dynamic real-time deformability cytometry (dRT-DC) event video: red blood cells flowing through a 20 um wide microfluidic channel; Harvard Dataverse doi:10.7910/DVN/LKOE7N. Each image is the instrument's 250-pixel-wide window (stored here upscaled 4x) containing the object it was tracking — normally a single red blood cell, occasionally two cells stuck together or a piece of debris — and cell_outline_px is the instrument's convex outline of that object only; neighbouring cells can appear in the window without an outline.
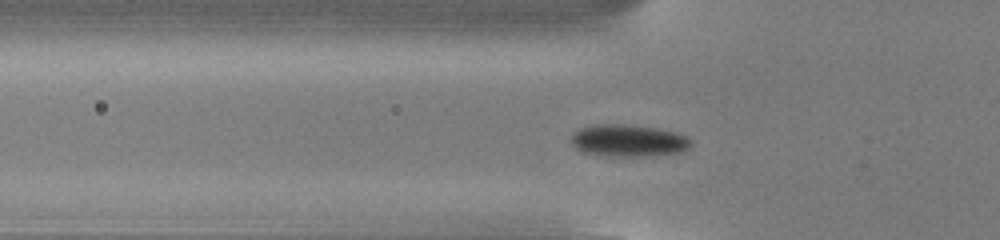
{"species": "common noctule bat (a hibernating species)", "species_latin": "Nyctalus noctula", "temperature_condition": "cold", "stored_images_in_passage": 54, "camera_frame_rate_fps": 3000, "um_per_image_px": 0.085, "animal": {"sex": "male", "body_mass_g": 13.0, "forearm_length_mm": 53.1}, "frame": {"image": 1, "passage_image": 17, "time_ms": 5.333, "image_size_px": [1000, 240], "cell_outline_px": [[692, 140], [688, 148], [684, 152], [644, 156], [596, 156], [580, 152], [572, 144], [572, 132], [580, 128], [592, 124], [624, 124], [656, 128], [676, 132]], "centroid_in_image_um": [53.36, 11.96], "position_along_channel_um": 72.4, "area_um2": 22.72}}
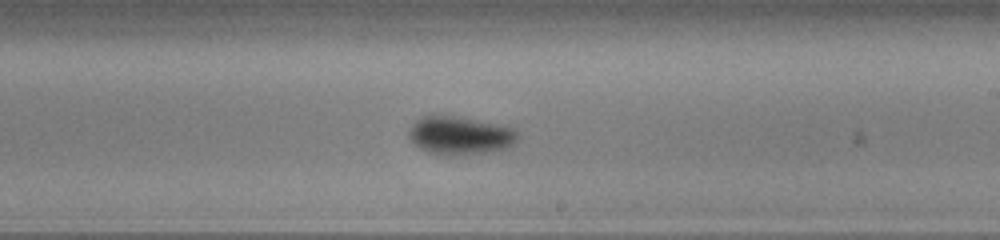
{"frame": {"image": 2, "passage_image": 31, "time_ms": 10.0, "image_size_px": [1000, 240], "cell_outline_px": [[520, 136], [508, 148], [488, 152], [452, 156], [444, 156], [428, 152], [412, 144], [408, 136], [408, 132], [412, 124], [416, 120], [424, 116], [456, 116], [516, 128], [520, 132]], "centroid_in_image_um": [39.1, 11.54], "position_along_channel_um": 249.9, "area_um2": 24.51}}
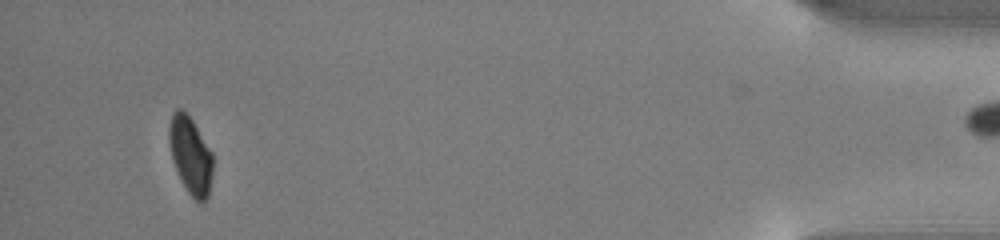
{"frame": {"image": 3, "passage_image": 50, "time_ms": 16.333, "image_size_px": [1000, 240], "cell_outline_px": [[212, 172], [208, 196], [200, 204], [188, 192], [180, 180], [172, 160], [168, 140], [168, 124], [172, 112], [176, 108], [184, 108], [192, 120], [212, 152]], "centroid_in_image_um": [16.15, 13.15], "position_along_channel_um": 419.0, "area_um2": 19.88}, "authors_computed_cell_mechanics": {"area_um2": 21.675, "velocity_mm_per_s": 3.8127, "shape_relaxation_time_tau1_ms": 1.8772, "shape_relaxation_time_tau2_ms": null, "deformation_change_tau1": 0.0775, "deformation_change_tau2": null}}